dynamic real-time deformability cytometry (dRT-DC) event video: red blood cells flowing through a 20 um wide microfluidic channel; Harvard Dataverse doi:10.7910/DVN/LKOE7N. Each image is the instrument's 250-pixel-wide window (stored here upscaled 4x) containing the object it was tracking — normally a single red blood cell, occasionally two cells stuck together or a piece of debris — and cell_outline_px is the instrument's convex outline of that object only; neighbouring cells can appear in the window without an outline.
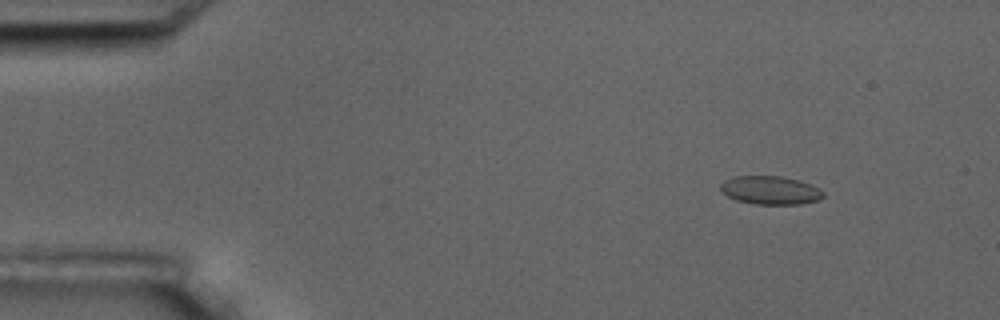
{"species": "common noctule bat (a hibernating species)", "species_latin": "Nyctalus noctula", "temperature_condition": "room temperature", "stored_images_in_passage": 4, "camera_frame_rate_fps": 3000, "um_per_image_px": 0.085, "animal": {"sex": "male", "body_mass_g": 17.5, "forearm_length_mm": 52.3}, "frame": {"image": 1, "passage_image": 1, "time_ms": 0.0, "image_size_px": [1000, 320], "cell_outline_px": [[824, 196], [820, 200], [800, 204], [756, 204], [736, 200], [720, 192], [720, 184], [724, 180], [732, 176], [784, 176], [800, 180], [824, 192]], "centroid_in_image_um": [65.45, 16.16], "position_along_channel_um": 19.6, "area_um2": 17.11}}
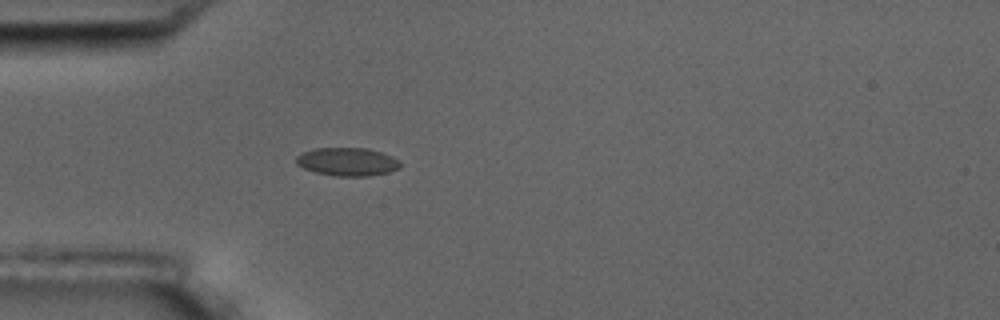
{"frame": {"image": 2, "passage_image": 4, "time_ms": 3.333, "image_size_px": [1000, 320], "cell_outline_px": [[400, 168], [388, 172], [368, 176], [336, 176], [316, 172], [304, 168], [296, 164], [296, 156], [304, 152], [316, 148], [368, 148], [392, 156], [400, 164]], "centroid_in_image_um": [29.51, 13.75], "position_along_channel_um": 55.5, "area_um2": 16.94}}